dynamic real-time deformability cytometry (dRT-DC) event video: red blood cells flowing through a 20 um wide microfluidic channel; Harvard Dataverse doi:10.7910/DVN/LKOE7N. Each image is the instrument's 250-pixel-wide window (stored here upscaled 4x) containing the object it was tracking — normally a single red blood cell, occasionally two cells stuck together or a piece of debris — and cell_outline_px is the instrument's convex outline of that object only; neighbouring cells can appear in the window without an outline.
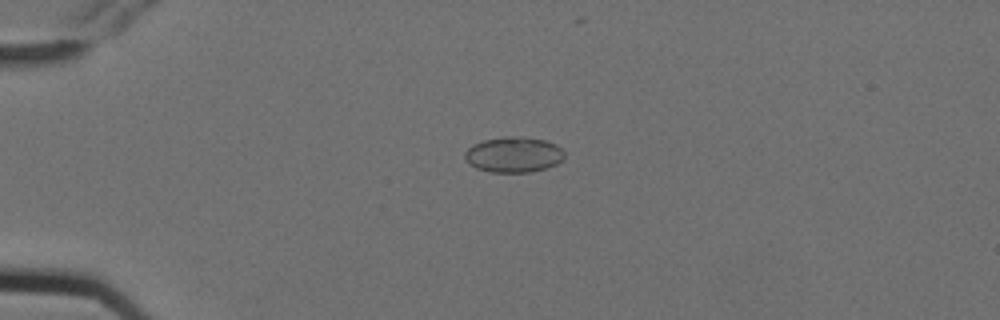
{"species": "Egyptian fruit bat (a non-hibernating species)", "species_latin": "Rousettus aegyptiacus", "temperature_condition": "cold", "stored_images_in_passage": 8, "camera_frame_rate_fps": 3000, "um_per_image_px": 0.085, "animal": {"sex": "female"}, "frame": {"image": 1, "passage_image": 1, "time_ms": 0.0, "image_size_px": [1000, 320], "cell_outline_px": [[564, 156], [556, 164], [548, 168], [532, 172], [492, 172], [476, 168], [468, 164], [464, 156], [464, 152], [472, 144], [484, 140], [504, 136], [512, 136], [544, 140], [556, 144], [564, 152]], "centroid_in_image_um": [43.63, 13.15], "position_along_channel_um": 41.4, "area_um2": 20.63}}
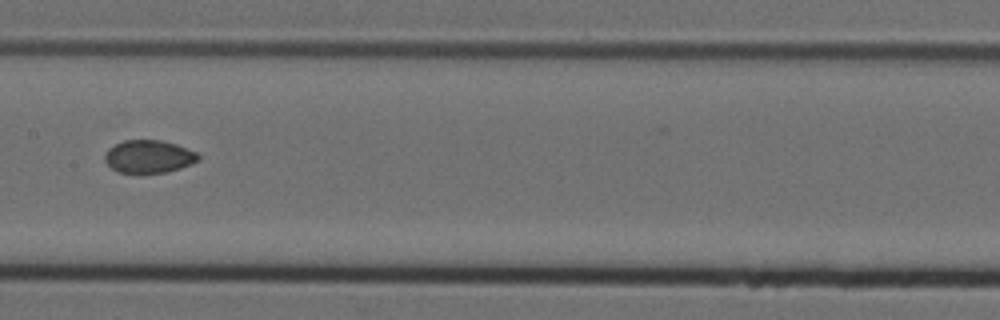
{"frame": {"image": 2, "passage_image": 5, "time_ms": 1.333, "image_size_px": [1000, 320], "cell_outline_px": [[200, 160], [192, 164], [180, 168], [164, 172], [120, 172], [112, 168], [104, 160], [104, 156], [108, 148], [124, 140], [160, 140], [176, 144], [196, 152], [200, 156]], "centroid_in_image_um": [12.66, 13.29], "position_along_channel_um": 194.7, "area_um2": 17.69}}
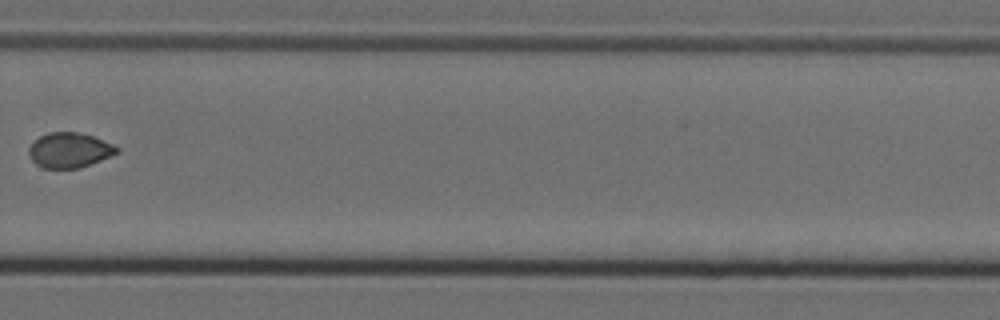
{"frame": {"image": 3, "passage_image": 8, "time_ms": 2.333, "image_size_px": [1000, 320], "cell_outline_px": [[120, 152], [80, 168], [44, 168], [36, 164], [28, 156], [28, 148], [32, 140], [48, 132], [76, 132], [92, 136], [112, 144], [120, 148]], "centroid_in_image_um": [5.86, 12.76], "position_along_channel_um": 323.9, "area_um2": 18.03}}